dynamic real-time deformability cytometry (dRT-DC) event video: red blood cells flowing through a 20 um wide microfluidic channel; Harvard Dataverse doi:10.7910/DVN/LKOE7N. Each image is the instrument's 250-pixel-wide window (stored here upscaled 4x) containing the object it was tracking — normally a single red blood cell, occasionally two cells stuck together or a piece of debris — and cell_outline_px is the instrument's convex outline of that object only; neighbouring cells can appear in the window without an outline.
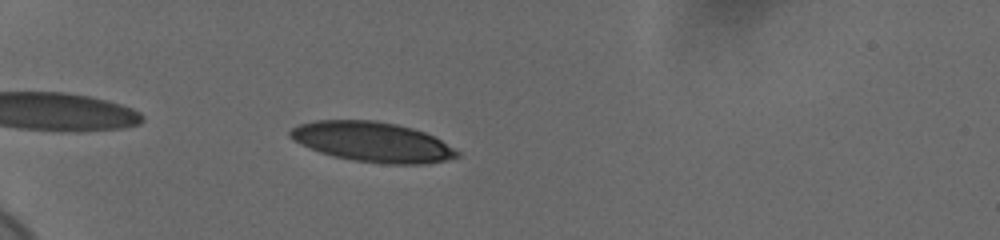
{"species": "human", "species_latin": "Homo sapiens", "temperature_condition": "cold", "stored_images_in_passage": 38, "camera_frame_rate_fps": 3000, "um_per_image_px": 0.085, "donor": {"sex": "female"}, "frame": {"image": 1, "passage_image": 3, "time_ms": 0.667, "image_size_px": [1000, 240], "cell_outline_px": [[460, 156], [444, 160], [424, 164], [388, 164], [356, 160], [336, 156], [320, 152], [288, 136], [288, 132], [292, 128], [300, 124], [316, 120], [376, 120], [396, 124], [412, 128], [424, 132], [440, 140], [460, 152]], "centroid_in_image_um": [31.68, 12.05], "position_along_channel_um": 53.3, "area_um2": 38.26}}
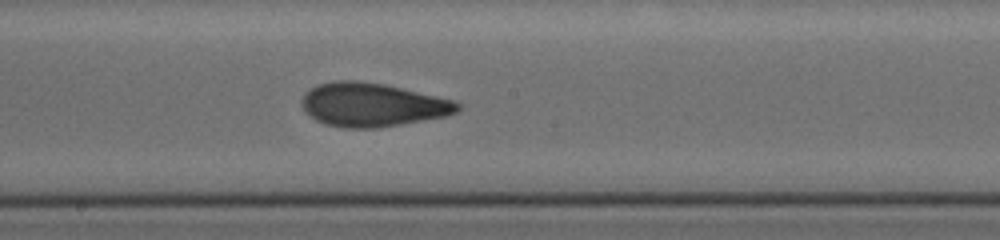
{"frame": {"image": 2, "passage_image": 19, "time_ms": 6.0, "image_size_px": [1000, 240], "cell_outline_px": [[460, 108], [456, 112], [448, 116], [376, 128], [344, 128], [324, 124], [308, 116], [304, 112], [300, 104], [300, 100], [304, 92], [316, 84], [332, 80], [356, 80], [384, 84], [456, 100], [460, 104]], "centroid_in_image_um": [31.59, 8.9], "position_along_channel_um": 216.6, "area_um2": 40.17}}
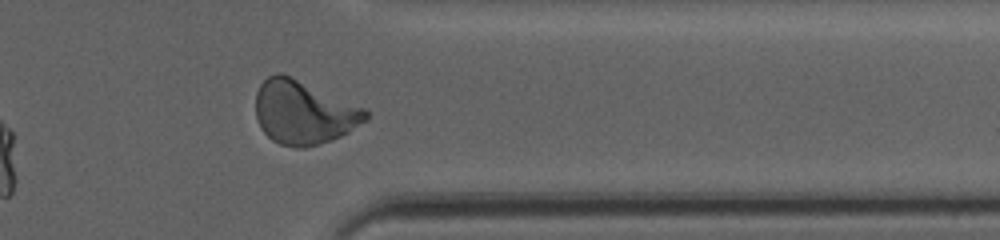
{"frame": {"image": 3, "passage_image": 33, "time_ms": 10.667, "image_size_px": [1000, 240], "cell_outline_px": [[368, 120], [348, 132], [332, 140], [320, 144], [304, 148], [300, 148], [280, 144], [272, 140], [260, 128], [256, 120], [256, 92], [260, 84], [268, 76], [276, 72], [280, 72], [368, 108]], "centroid_in_image_um": [25.83, 9.55], "position_along_channel_um": 385.6, "area_um2": 41.15}, "authors_computed_cell_mechanics": {"area_um2": 38.6682, "velocity_mm_per_s": 3.6701, "shape_relaxation_time_tau1_ms": 8.1877, "shape_relaxation_time_tau2_ms": 1.2656, "deformation_change_tau1": 0.2157, "deformation_change_tau2": 0.0795}}